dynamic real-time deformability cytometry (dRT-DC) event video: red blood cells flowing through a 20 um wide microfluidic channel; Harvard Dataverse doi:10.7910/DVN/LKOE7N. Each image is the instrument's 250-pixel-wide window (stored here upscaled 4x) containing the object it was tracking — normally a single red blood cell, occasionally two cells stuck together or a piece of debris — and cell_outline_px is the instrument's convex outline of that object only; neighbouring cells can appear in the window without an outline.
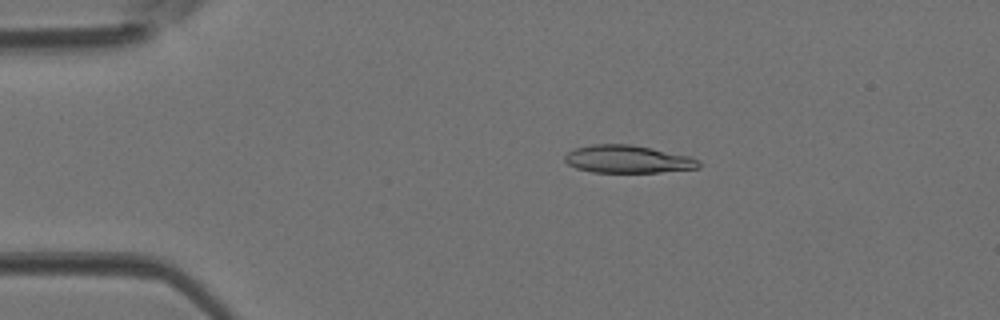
{"species": "Egyptian fruit bat (a non-hibernating species)", "species_latin": "Rousettus aegyptiacus", "temperature_condition": "room temperature", "stored_images_in_passage": 44, "camera_frame_rate_fps": 3000, "um_per_image_px": 0.085, "animal": {"sex": "female"}, "frame": {"image": 1, "passage_image": 8, "time_ms": 2.333, "image_size_px": [1000, 320], "cell_outline_px": [[700, 168], [660, 172], [592, 172], [576, 168], [568, 164], [564, 160], [564, 156], [568, 152], [576, 148], [592, 144], [632, 144], [652, 148], [688, 156], [700, 160]], "centroid_in_image_um": [53.36, 13.53], "position_along_channel_um": 31.6, "area_um2": 21.62}}
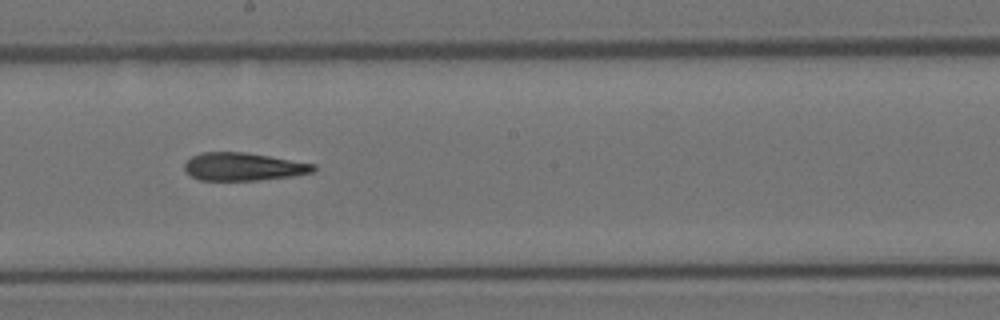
{"frame": {"image": 2, "passage_image": 24, "time_ms": 7.667, "image_size_px": [1000, 320], "cell_outline_px": [[316, 168], [312, 172], [292, 176], [256, 180], [200, 180], [192, 176], [184, 168], [184, 164], [192, 156], [200, 152], [244, 152], [316, 164]], "centroid_in_image_um": [20.67, 14.16], "position_along_channel_um": 227.5, "area_um2": 20.75}}
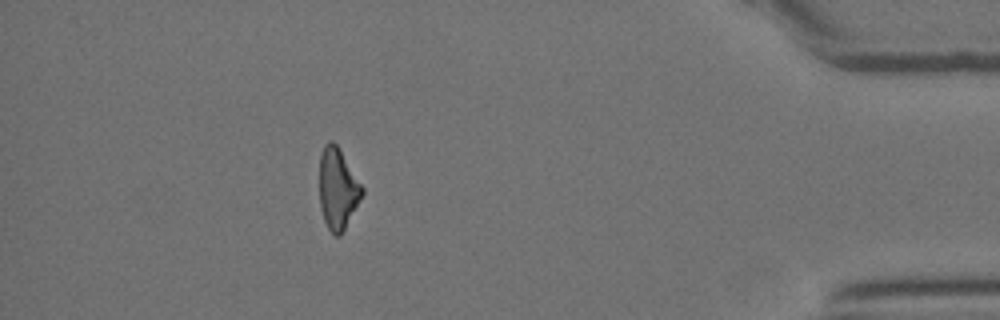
{"frame": {"image": 3, "passage_image": 39, "time_ms": 12.667, "image_size_px": [1000, 320], "cell_outline_px": [[364, 192], [340, 236], [332, 236], [324, 220], [320, 208], [320, 152], [324, 144], [328, 140], [332, 140], [336, 144], [364, 188]], "centroid_in_image_um": [28.69, 16.04], "position_along_channel_um": 406.5, "area_um2": 20.0}}